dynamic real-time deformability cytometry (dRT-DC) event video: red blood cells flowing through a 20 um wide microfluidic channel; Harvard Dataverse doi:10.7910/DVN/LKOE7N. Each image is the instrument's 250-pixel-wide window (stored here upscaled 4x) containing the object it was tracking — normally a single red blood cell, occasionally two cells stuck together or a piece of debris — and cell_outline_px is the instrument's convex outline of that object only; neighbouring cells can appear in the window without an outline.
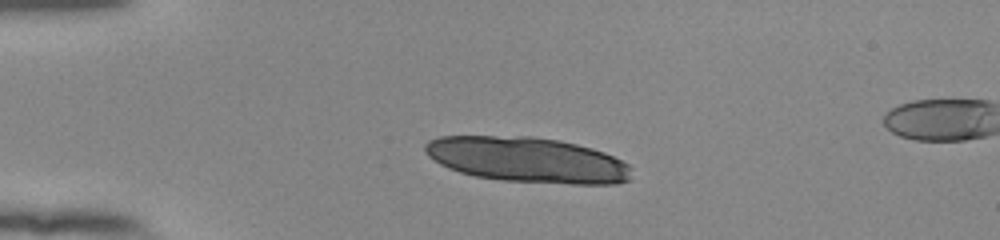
{"species": "human", "species_latin": "Homo sapiens", "temperature_condition": "room temperature", "stored_images_in_passage": 12, "camera_frame_rate_fps": 3000, "um_per_image_px": 0.085, "donor": {"sex": "female"}, "frame": {"image": 1, "passage_image": 1, "time_ms": 0.0, "image_size_px": [1000, 240], "cell_outline_px": [[632, 180], [616, 184], [572, 184], [504, 180], [476, 176], [460, 172], [448, 168], [440, 164], [428, 156], [424, 152], [424, 144], [428, 140], [440, 136], [532, 136], [560, 140], [592, 148], [604, 152], [628, 164], [632, 168]], "centroid_in_image_um": [44.84, 13.58], "position_along_channel_um": 40.2, "area_um2": 54.85}}